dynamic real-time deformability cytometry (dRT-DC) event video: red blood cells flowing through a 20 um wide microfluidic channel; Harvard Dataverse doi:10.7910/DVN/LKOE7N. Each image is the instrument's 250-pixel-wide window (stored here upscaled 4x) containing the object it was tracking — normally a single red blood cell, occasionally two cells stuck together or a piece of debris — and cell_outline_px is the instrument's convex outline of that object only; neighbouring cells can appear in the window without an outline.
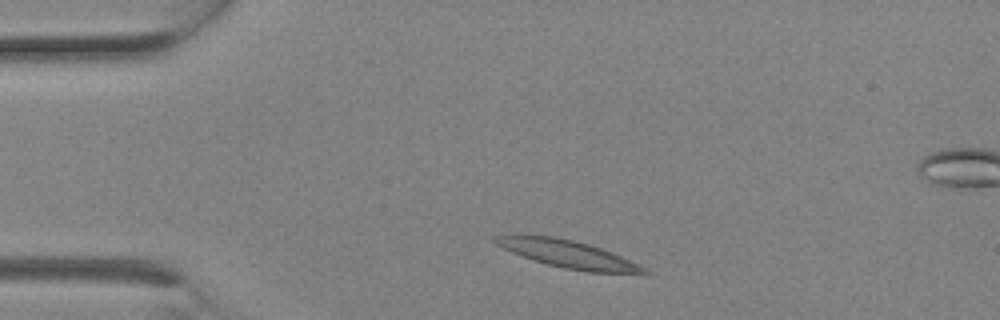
{"species": "Egyptian fruit bat (a non-hibernating species)", "species_latin": "Rousettus aegyptiacus", "temperature_condition": "room temperature", "stored_images_in_passage": 2, "camera_frame_rate_fps": 3000, "um_per_image_px": 0.085, "animal": {"sex": "female"}, "frame": {"image": 1, "passage_image": 1, "time_ms": 0.0, "image_size_px": [1000, 320], "cell_outline_px": [[652, 272], [648, 276], [588, 272], [564, 268], [532, 260], [512, 252], [496, 244], [492, 240], [492, 236], [516, 232], [556, 236], [588, 244], [612, 252], [640, 264]], "centroid_in_image_um": [48.32, 21.59], "position_along_channel_um": 36.7, "area_um2": 25.09}}